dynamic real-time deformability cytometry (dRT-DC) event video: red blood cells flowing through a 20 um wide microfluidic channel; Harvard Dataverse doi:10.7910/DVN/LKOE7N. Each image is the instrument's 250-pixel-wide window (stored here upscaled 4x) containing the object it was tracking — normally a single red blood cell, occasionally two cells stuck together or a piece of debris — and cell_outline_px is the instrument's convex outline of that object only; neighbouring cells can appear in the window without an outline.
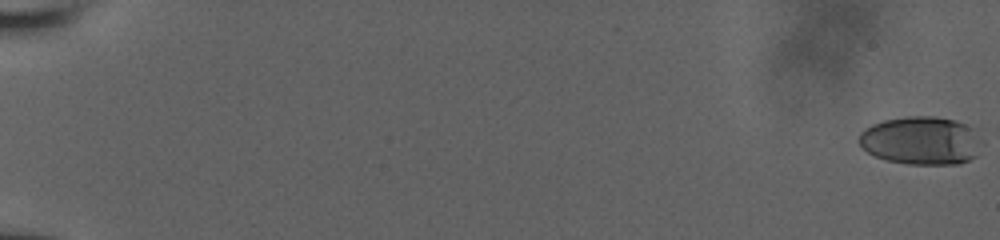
{"species": "human", "species_latin": "Homo sapiens", "temperature_condition": "room temperature", "stored_images_in_passage": 58, "camera_frame_rate_fps": 3000, "um_per_image_px": 0.085, "donor": {"sex": "male"}, "frame": {"image": 1, "passage_image": 1, "time_ms": 0.0, "image_size_px": [1000, 240], "cell_outline_px": [[976, 156], [960, 164], [908, 164], [884, 160], [868, 152], [860, 144], [860, 132], [864, 128], [872, 124], [884, 120], [908, 116], [936, 116], [956, 120], [972, 128]], "centroid_in_image_um": [78.19, 11.95], "position_along_channel_um": 6.8, "area_um2": 33.76}}
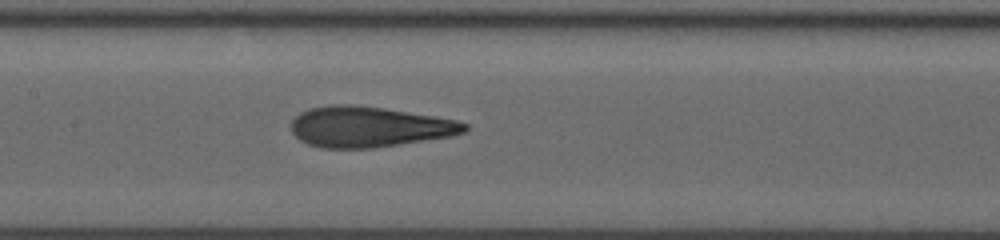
{"frame": {"image": 2, "passage_image": 32, "time_ms": 10.333, "image_size_px": [1000, 240], "cell_outline_px": [[468, 128], [464, 132], [448, 136], [372, 148], [320, 148], [308, 144], [300, 140], [292, 132], [292, 120], [300, 112], [312, 108], [328, 104], [352, 104], [384, 108], [456, 120], [468, 124]], "centroid_in_image_um": [31.31, 10.77], "position_along_channel_um": 176.1, "area_um2": 40.63}}
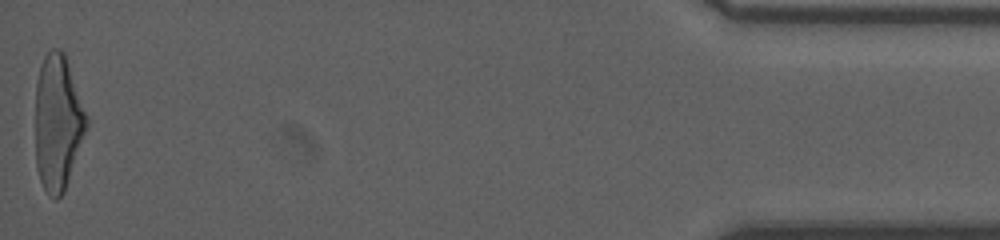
{"frame": {"image": 3, "passage_image": 58, "time_ms": 19.0, "image_size_px": [1000, 240], "cell_outline_px": [[88, 128], [64, 192], [56, 200], [48, 196], [40, 180], [36, 168], [36, 80], [44, 56], [52, 48], [60, 48], [64, 52], [88, 116]], "centroid_in_image_um": [4.92, 10.43], "position_along_channel_um": 430.3, "area_um2": 40.69}, "authors_computed_cell_mechanics": {"area_um2": 39.7953, "velocity_mm_per_s": 3.9035, "shape_relaxation_time_tau1_ms": 9.2977, "shape_relaxation_time_tau2_ms": 1.2617, "deformation_change_tau1": 0.3041, "deformation_change_tau2": 0.1101}}